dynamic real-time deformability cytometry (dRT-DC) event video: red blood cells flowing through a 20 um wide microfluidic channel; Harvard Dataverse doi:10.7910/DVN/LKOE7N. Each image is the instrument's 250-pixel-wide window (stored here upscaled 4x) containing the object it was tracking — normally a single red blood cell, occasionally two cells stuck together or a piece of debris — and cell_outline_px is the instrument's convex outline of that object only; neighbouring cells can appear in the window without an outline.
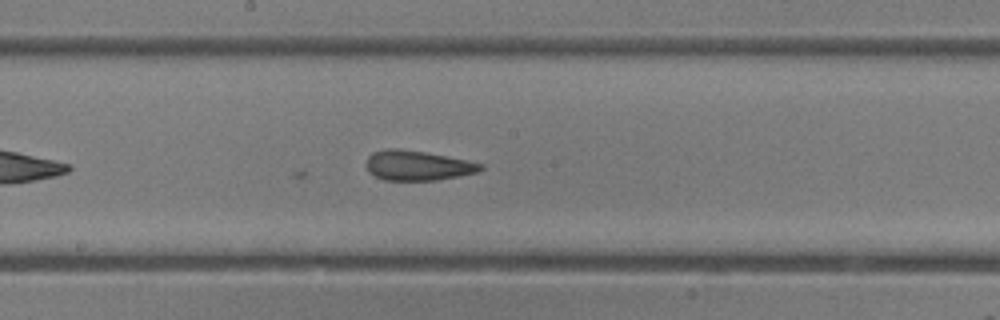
{"species": "common noctule bat (a hibernating species)", "species_latin": "Nyctalus noctula", "temperature_condition": "room temperature", "stored_images_in_passage": 31, "camera_frame_rate_fps": 3000, "um_per_image_px": 0.085, "animal": {"sex": "female"}, "frame": {"image": 1, "passage_image": 12, "time_ms": 3.667, "image_size_px": [1000, 320], "cell_outline_px": [[484, 168], [476, 172], [436, 180], [384, 180], [368, 172], [364, 164], [368, 156], [372, 152], [384, 148], [400, 148], [424, 152], [484, 164]], "centroid_in_image_um": [35.4, 14.06], "position_along_channel_um": 212.8, "area_um2": 19.83}}
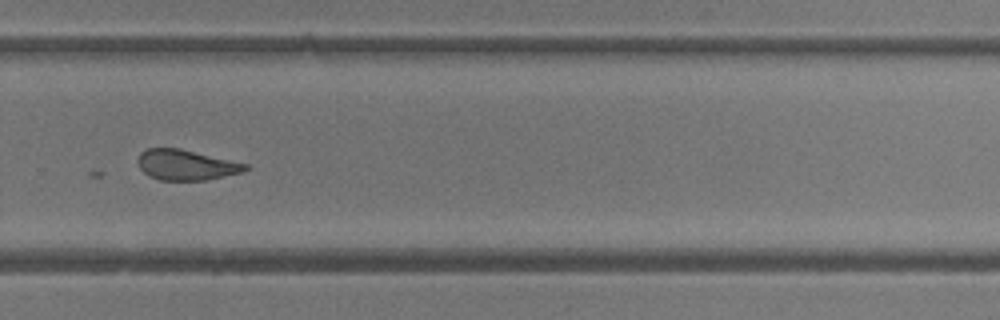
{"frame": {"image": 2, "passage_image": 18, "time_ms": 5.667, "image_size_px": [1000, 320], "cell_outline_px": [[248, 168], [244, 172], [204, 180], [160, 180], [148, 176], [140, 168], [136, 160], [140, 152], [148, 148], [180, 148], [248, 164]], "centroid_in_image_um": [15.79, 14.01], "position_along_channel_um": 314.0, "area_um2": 19.07}}